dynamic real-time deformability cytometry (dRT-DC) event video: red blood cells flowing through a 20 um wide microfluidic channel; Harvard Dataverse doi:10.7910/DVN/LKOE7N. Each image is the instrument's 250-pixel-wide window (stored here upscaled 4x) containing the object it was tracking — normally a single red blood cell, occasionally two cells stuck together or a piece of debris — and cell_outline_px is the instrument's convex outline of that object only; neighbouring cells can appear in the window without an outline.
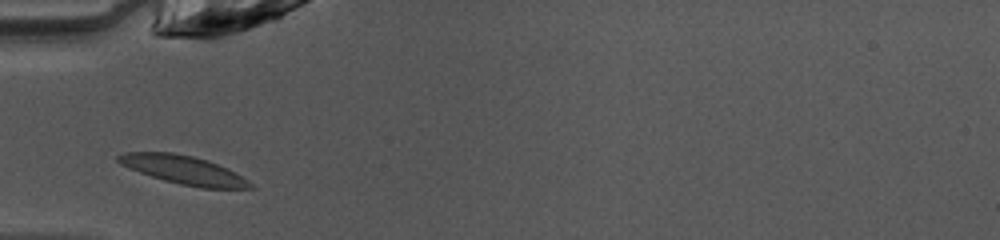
{"species": "common noctule bat (a hibernating species)", "species_latin": "Nyctalus noctula", "temperature_condition": "warm", "stored_images_in_passage": 30, "camera_frame_rate_fps": 3000, "um_per_image_px": 0.085, "animal": {"sex": "female", "body_mass_g": 10.0, "forearm_length_mm": 53.1}, "frame": {"image": 1, "passage_image": 1, "time_ms": 0.0, "image_size_px": [1000, 240], "cell_outline_px": [[256, 188], [200, 188], [180, 184], [164, 180], [140, 172], [120, 164], [116, 160], [116, 156], [124, 152], [172, 152], [192, 156], [208, 160], [228, 168], [236, 172], [248, 180]], "centroid_in_image_um": [15.62, 14.44], "position_along_channel_um": 69.4, "area_um2": 21.91}}
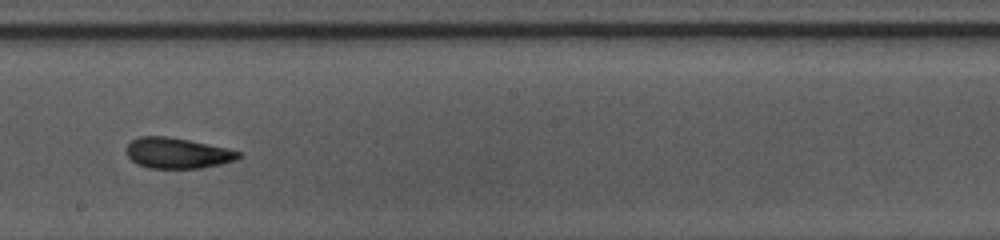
{"frame": {"image": 2, "passage_image": 13, "time_ms": 4.0, "image_size_px": [1000, 240], "cell_outline_px": [[240, 156], [236, 160], [220, 164], [200, 168], [148, 168], [136, 164], [128, 156], [124, 148], [132, 140], [140, 136], [168, 136], [188, 140], [224, 148], [240, 152]], "centroid_in_image_um": [15.01, 13.01], "position_along_channel_um": 233.2, "area_um2": 19.88}}
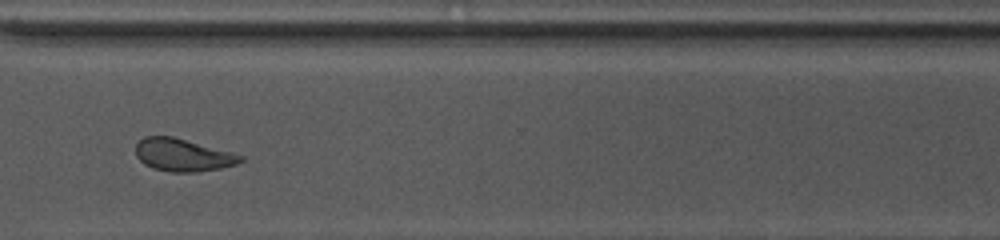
{"frame": {"image": 3, "passage_image": 22, "time_ms": 7.0, "image_size_px": [1000, 240], "cell_outline_px": [[244, 160], [236, 164], [220, 168], [196, 172], [168, 172], [152, 168], [144, 164], [136, 156], [136, 144], [144, 136], [172, 136], [244, 156]], "centroid_in_image_um": [15.5, 13.18], "position_along_channel_um": 355.1, "area_um2": 19.77}, "authors_computed_cell_mechanics": {"area_um2": 20.3745, "velocity_mm_per_s": 4.0779, "shape_relaxation_time_tau1_ms": 3.6756, "shape_relaxation_time_tau2_ms": 2.1162, "deformation_change_tau1": 0.1527, "deformation_change_tau2": 0.089}}